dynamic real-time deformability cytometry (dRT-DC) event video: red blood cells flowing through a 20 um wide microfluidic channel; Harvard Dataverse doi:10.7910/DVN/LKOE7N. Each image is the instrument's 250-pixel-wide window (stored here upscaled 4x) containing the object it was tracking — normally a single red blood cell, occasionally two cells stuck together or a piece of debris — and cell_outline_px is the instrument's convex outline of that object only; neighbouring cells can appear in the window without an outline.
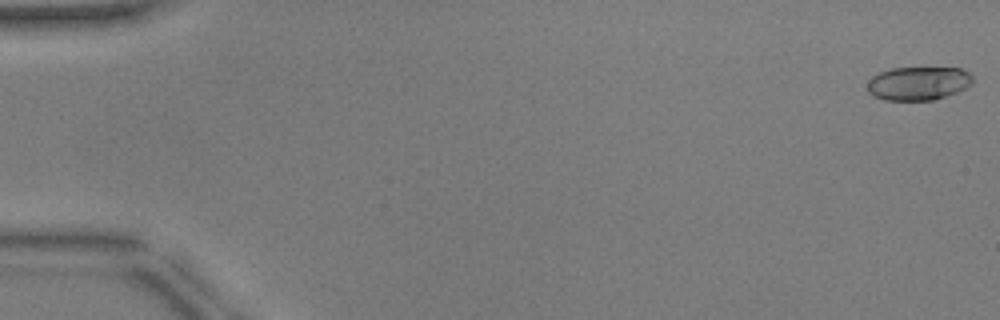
{"species": "common noctule bat (a hibernating species)", "species_latin": "Nyctalus noctula", "temperature_condition": "warm", "stored_images_in_passage": 52, "camera_frame_rate_fps": 3000, "um_per_image_px": 0.085, "animal": {"sex": "male", "body_mass_g": 17.9, "forearm_length_mm": 54.2}, "frame": {"image": 1, "passage_image": 1, "time_ms": 0.0, "image_size_px": [1000, 320], "cell_outline_px": [[972, 84], [956, 92], [932, 100], [884, 100], [872, 96], [868, 92], [868, 80], [872, 76], [880, 72], [892, 68], [960, 68], [968, 72], [972, 76]], "centroid_in_image_um": [78.02, 7.08], "position_along_channel_um": 7.0, "area_um2": 20.52}}
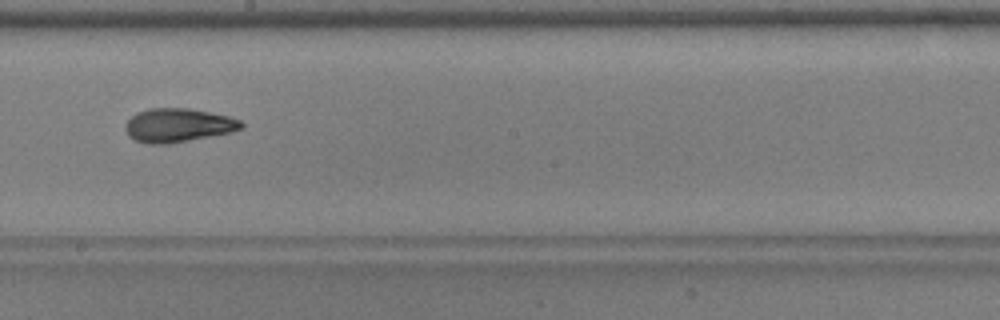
{"frame": {"image": 2, "passage_image": 30, "time_ms": 9.667, "image_size_px": [1000, 320], "cell_outline_px": [[244, 124], [240, 128], [232, 132], [168, 144], [144, 144], [132, 140], [128, 136], [124, 128], [124, 124], [136, 112], [148, 108], [188, 108], [228, 116], [240, 120]], "centroid_in_image_um": [15.06, 10.65], "position_along_channel_um": 233.1, "area_um2": 22.95}}
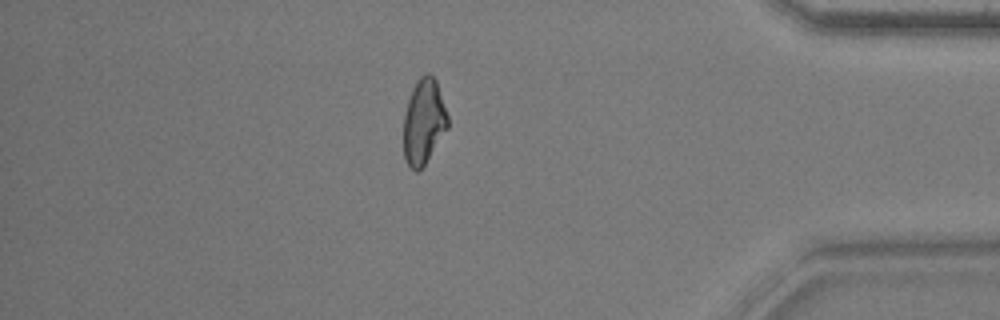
{"frame": {"image": 3, "passage_image": 45, "time_ms": 14.667, "image_size_px": [1000, 320], "cell_outline_px": [[448, 128], [424, 164], [416, 172], [408, 164], [404, 156], [404, 116], [408, 100], [412, 88], [416, 80], [424, 72], [428, 72], [436, 80], [448, 116]], "centroid_in_image_um": [36.02, 10.29], "position_along_channel_um": 399.2, "area_um2": 21.73}, "authors_computed_cell_mechanics": {"area_um2": 22.0507, "velocity_mm_per_s": 3.9533, "shape_relaxation_time_tau1_ms": 6.3339, "shape_relaxation_time_tau2_ms": 2.172, "deformation_change_tau1": 0.1959, "deformation_change_tau2": 0.0918}}